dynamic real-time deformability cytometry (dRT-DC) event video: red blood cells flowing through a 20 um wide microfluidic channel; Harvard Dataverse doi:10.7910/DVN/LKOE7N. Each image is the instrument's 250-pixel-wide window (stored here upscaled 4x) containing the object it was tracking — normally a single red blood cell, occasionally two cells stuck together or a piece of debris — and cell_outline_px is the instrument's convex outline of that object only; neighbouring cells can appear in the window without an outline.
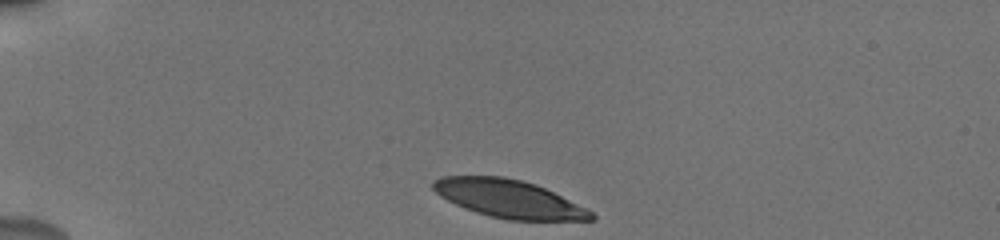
{"species": "human", "species_latin": "Homo sapiens", "temperature_condition": "cold", "stored_images_in_passage": 36, "camera_frame_rate_fps": 3000, "um_per_image_px": 0.085, "donor": {"sex": "male"}, "frame": {"image": 1, "passage_image": 1, "time_ms": 0.0, "image_size_px": [1000, 240], "cell_outline_px": [[596, 220], [508, 220], [488, 216], [464, 208], [440, 196], [432, 188], [432, 180], [440, 176], [504, 176], [536, 184], [592, 212], [596, 216]], "centroid_in_image_um": [43.2, 16.89], "position_along_channel_um": 41.8, "area_um2": 34.68}}
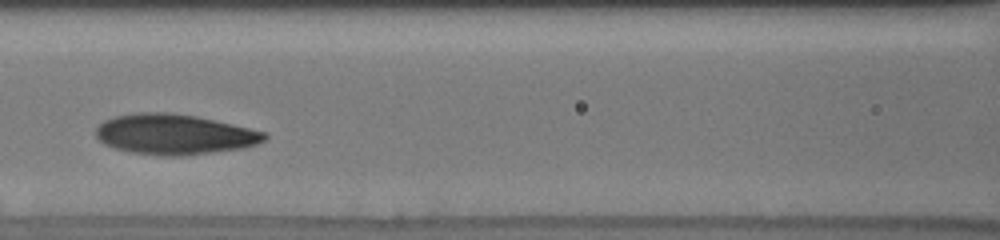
{"frame": {"image": 2, "passage_image": 14, "time_ms": 4.333, "image_size_px": [1000, 240], "cell_outline_px": [[268, 136], [264, 140], [256, 144], [244, 148], [180, 156], [160, 156], [132, 152], [116, 148], [104, 144], [96, 136], [96, 128], [104, 120], [116, 116], [136, 112], [168, 112], [196, 116], [268, 132]], "centroid_in_image_um": [14.83, 11.41], "position_along_channel_um": 151.8, "area_um2": 39.59}}
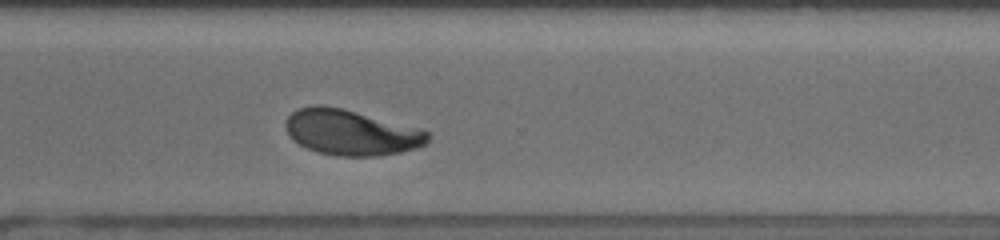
{"frame": {"image": 3, "passage_image": 29, "time_ms": 9.333, "image_size_px": [1000, 240], "cell_outline_px": [[428, 140], [424, 144], [416, 148], [400, 152], [380, 156], [336, 156], [316, 152], [292, 140], [284, 124], [288, 116], [292, 112], [300, 108], [316, 104], [320, 104], [340, 108], [420, 128], [428, 132]], "centroid_in_image_um": [29.81, 11.26], "position_along_channel_um": 340.8, "area_um2": 37.51}, "authors_computed_cell_mechanics": {"area_um2": 38.3792, "velocity_mm_per_s": 3.7877, "shape_relaxation_time_tau1_ms": 3.4131, "shape_relaxation_time_tau2_ms": 1.2851, "deformation_change_tau1": 0.1502, "deformation_change_tau2": 0.0624}}